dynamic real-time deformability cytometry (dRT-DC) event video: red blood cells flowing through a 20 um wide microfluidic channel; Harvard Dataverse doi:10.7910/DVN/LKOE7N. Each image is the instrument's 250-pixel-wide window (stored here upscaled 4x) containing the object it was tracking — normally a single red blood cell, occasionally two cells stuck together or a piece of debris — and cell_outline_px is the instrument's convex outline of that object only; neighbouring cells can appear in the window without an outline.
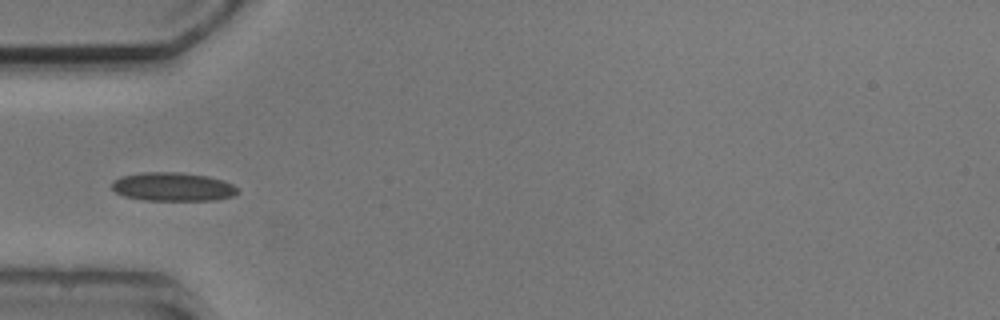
{"species": "common noctule bat (a hibernating species)", "species_latin": "Nyctalus noctula", "temperature_condition": "cold", "stored_images_in_passage": 6, "camera_frame_rate_fps": 3000, "um_per_image_px": 0.085, "animal": {"sex": "male", "body_mass_g": 20.5, "forearm_length_mm": 52.5}, "frame": {"image": 1, "passage_image": 3, "time_ms": 3.333, "image_size_px": [1000, 320], "cell_outline_px": [[240, 192], [232, 196], [216, 200], [144, 200], [124, 196], [116, 192], [112, 188], [112, 180], [120, 176], [140, 172], [180, 172], [208, 176], [224, 180], [232, 184]], "centroid_in_image_um": [14.68, 15.87], "position_along_channel_um": 70.3, "area_um2": 21.15}}